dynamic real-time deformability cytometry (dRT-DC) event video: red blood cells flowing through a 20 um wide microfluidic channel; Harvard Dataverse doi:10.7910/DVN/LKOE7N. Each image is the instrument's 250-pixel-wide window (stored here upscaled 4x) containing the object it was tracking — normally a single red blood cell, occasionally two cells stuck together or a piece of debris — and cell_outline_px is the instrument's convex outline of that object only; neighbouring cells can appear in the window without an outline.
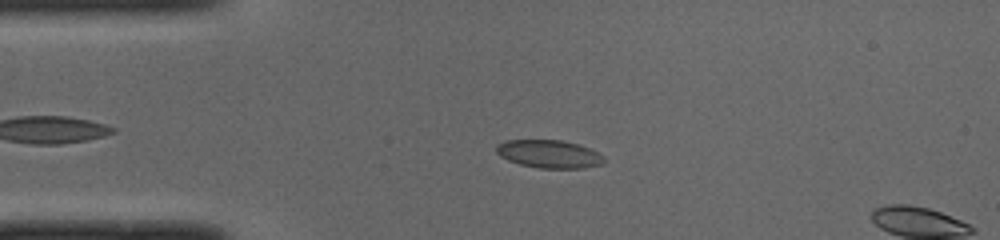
{"species": "common noctule bat (a hibernating species)", "species_latin": "Nyctalus noctula", "temperature_condition": "cold", "stored_images_in_passage": 13, "camera_frame_rate_fps": 3000, "um_per_image_px": 0.085, "animal": {"sex": "male", "body_mass_g": 19.0, "forearm_length_mm": 50.8}, "frame": {"image": 1, "passage_image": 10, "time_ms": 3.0, "image_size_px": [1000, 240], "cell_outline_px": [[604, 164], [584, 168], [540, 168], [520, 164], [508, 160], [500, 156], [496, 152], [496, 144], [504, 140], [560, 140], [580, 144], [604, 156]], "centroid_in_image_um": [46.66, 13.08], "position_along_channel_um": 38.3, "area_um2": 17.63}}